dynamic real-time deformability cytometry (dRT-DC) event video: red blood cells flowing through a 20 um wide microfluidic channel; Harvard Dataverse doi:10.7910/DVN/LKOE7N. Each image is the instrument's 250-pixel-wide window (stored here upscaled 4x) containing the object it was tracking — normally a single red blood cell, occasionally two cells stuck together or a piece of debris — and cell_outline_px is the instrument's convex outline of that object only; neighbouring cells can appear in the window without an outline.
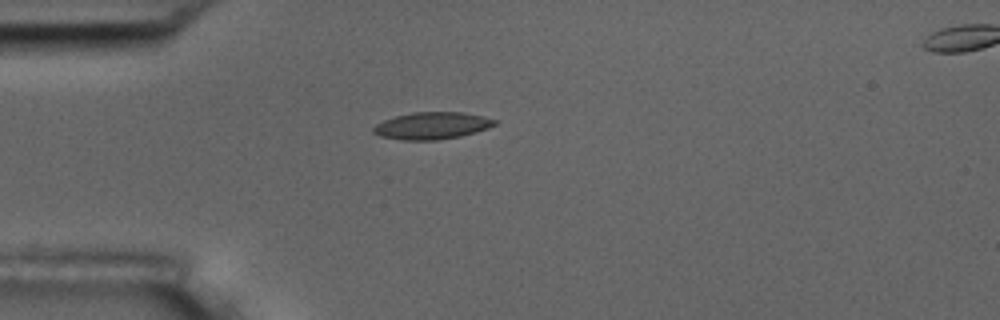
{"species": "common noctule bat (a hibernating species)", "species_latin": "Nyctalus noctula", "temperature_condition": "room temperature", "stored_images_in_passage": 6, "camera_frame_rate_fps": 3000, "um_per_image_px": 0.085, "animal": {"sex": "male", "body_mass_g": 17.5, "forearm_length_mm": 52.3}, "frame": {"image": 1, "passage_image": 6, "time_ms": 1.667, "image_size_px": [1000, 320], "cell_outline_px": [[496, 124], [488, 128], [476, 132], [460, 136], [436, 140], [400, 140], [380, 136], [372, 132], [372, 128], [376, 124], [384, 120], [396, 116], [412, 112], [464, 112], [484, 116], [496, 120]], "centroid_in_image_um": [36.71, 10.68], "position_along_channel_um": 48.3, "area_um2": 19.19}}